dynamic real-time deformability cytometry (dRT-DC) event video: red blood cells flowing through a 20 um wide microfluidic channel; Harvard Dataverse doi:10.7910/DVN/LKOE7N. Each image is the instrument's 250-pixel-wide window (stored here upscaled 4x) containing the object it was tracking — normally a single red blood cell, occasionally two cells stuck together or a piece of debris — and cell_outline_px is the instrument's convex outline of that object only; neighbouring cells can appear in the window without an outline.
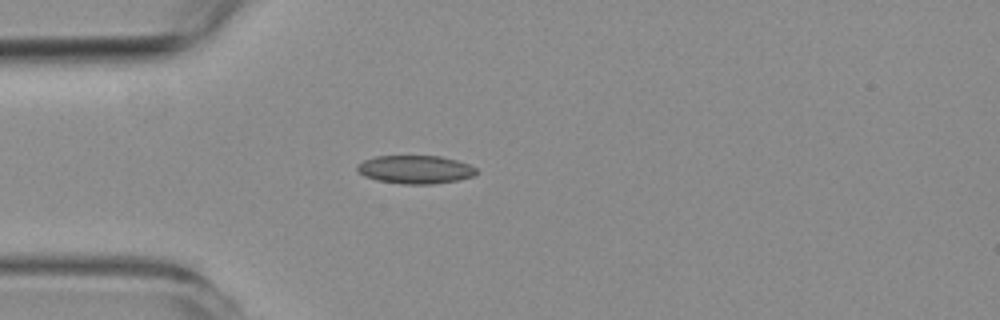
{"species": "common noctule bat (a hibernating species)", "species_latin": "Nyctalus noctula", "temperature_condition": "room temperature", "stored_images_in_passage": 41, "camera_frame_rate_fps": 3000, "um_per_image_px": 0.085, "animal": {"sex": "female", "body_mass_g": 19.3, "forearm_length_mm": 54.1}, "frame": {"image": 1, "passage_image": 1, "time_ms": 0.0, "image_size_px": [1000, 320], "cell_outline_px": [[476, 172], [472, 176], [456, 180], [432, 184], [404, 184], [376, 180], [364, 176], [356, 168], [364, 160], [376, 156], [440, 156], [456, 160], [468, 164], [476, 168]], "centroid_in_image_um": [35.29, 14.4], "position_along_channel_um": 49.7, "area_um2": 19.36}}
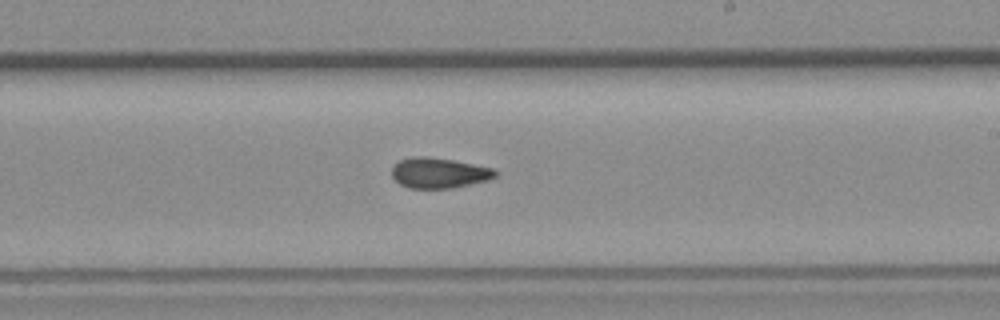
{"frame": {"image": 2, "passage_image": 18, "time_ms": 5.667, "image_size_px": [1000, 320], "cell_outline_px": [[496, 176], [488, 180], [452, 188], [408, 188], [400, 184], [392, 176], [392, 168], [400, 160], [412, 156], [424, 156], [452, 160], [492, 168], [496, 172]], "centroid_in_image_um": [37.29, 14.7], "position_along_channel_um": 251.7, "area_um2": 18.09}}
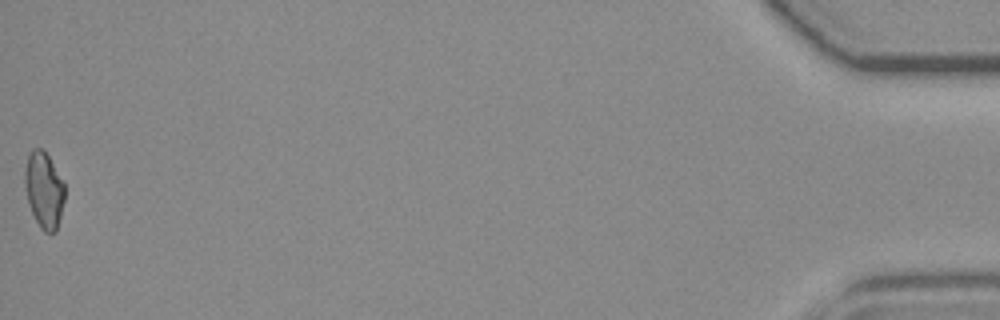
{"frame": {"image": 3, "passage_image": 41, "time_ms": 13.333, "image_size_px": [1000, 320], "cell_outline_px": [[64, 200], [56, 232], [44, 232], [40, 228], [28, 204], [24, 180], [24, 172], [28, 156], [32, 148], [44, 148], [64, 184]], "centroid_in_image_um": [3.72, 16.13], "position_along_channel_um": 431.5, "area_um2": 17.57}, "authors_computed_cell_mechanics": {"area_um2": 18.0914, "velocity_mm_per_s": 3.7366, "shape_relaxation_time_tau1_ms": null, "shape_relaxation_time_tau2_ms": 4.207, "deformation_change_tau1": null, "deformation_change_tau2": 0.091}}